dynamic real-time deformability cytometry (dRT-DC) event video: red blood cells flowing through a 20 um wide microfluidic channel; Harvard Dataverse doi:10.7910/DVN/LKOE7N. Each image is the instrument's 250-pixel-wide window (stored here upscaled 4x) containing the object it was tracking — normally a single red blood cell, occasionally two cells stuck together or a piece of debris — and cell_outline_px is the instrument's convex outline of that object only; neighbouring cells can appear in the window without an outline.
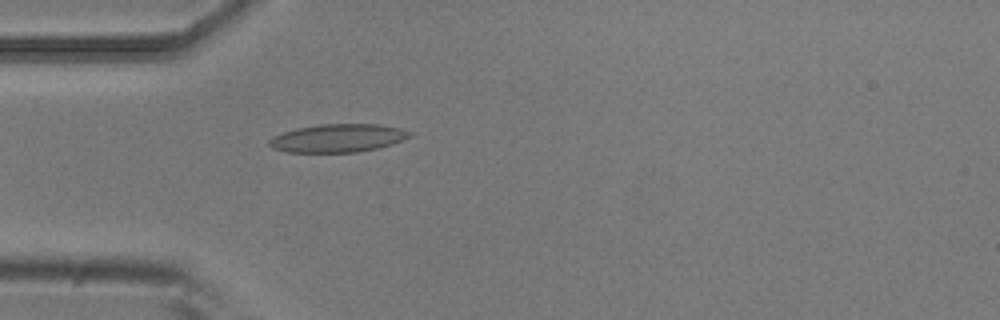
{"species": "common noctule bat (a hibernating species)", "species_latin": "Nyctalus noctula", "temperature_condition": "room temperature", "stored_images_in_passage": 5, "camera_frame_rate_fps": 3000, "um_per_image_px": 0.085, "animal": {"sex": "male", "body_mass_g": 20.5, "forearm_length_mm": 52.5}, "frame": {"image": 1, "passage_image": 5, "time_ms": 1.333, "image_size_px": [1000, 320], "cell_outline_px": [[412, 136], [392, 144], [376, 148], [356, 152], [288, 152], [272, 148], [268, 144], [268, 140], [272, 136], [296, 128], [320, 124], [376, 124], [400, 128], [412, 132]], "centroid_in_image_um": [28.7, 11.73], "position_along_channel_um": 56.3, "area_um2": 23.0}}